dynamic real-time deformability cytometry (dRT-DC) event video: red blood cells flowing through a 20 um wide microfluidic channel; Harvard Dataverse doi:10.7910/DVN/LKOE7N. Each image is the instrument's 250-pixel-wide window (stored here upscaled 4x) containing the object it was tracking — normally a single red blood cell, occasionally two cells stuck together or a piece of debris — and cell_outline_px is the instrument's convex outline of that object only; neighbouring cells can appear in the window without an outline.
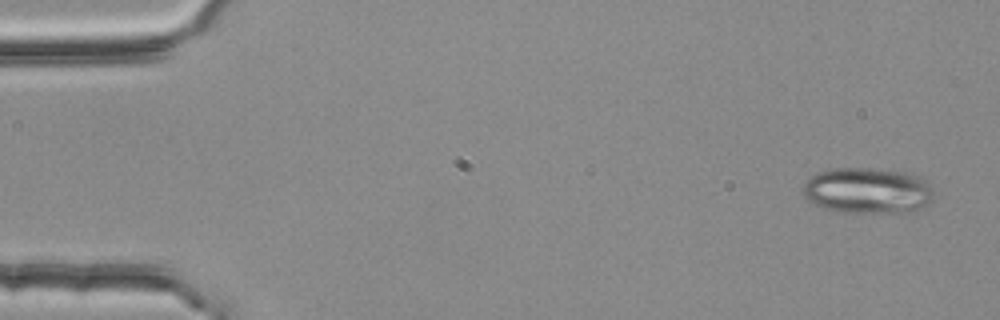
{"species": "common noctule bat (a hibernating species)", "species_latin": "Nyctalus noctula", "temperature_condition": "room temperature", "stored_images_in_passage": 3, "camera_frame_rate_fps": 3000, "um_per_image_px": 0.085, "animal": {"sex": "female", "body_mass_g": 25.1}, "frame": {"image": 1, "passage_image": 1, "time_ms": 0.0, "image_size_px": [1000, 320], "cell_outline_px": [[932, 200], [920, 208], [908, 212], [844, 212], [824, 208], [808, 200], [804, 196], [804, 184], [816, 172], [824, 168], [868, 168], [904, 172], [920, 176], [928, 184], [932, 192]], "centroid_in_image_um": [73.72, 16.18], "position_along_channel_um": 11.3, "area_um2": 34.74}}